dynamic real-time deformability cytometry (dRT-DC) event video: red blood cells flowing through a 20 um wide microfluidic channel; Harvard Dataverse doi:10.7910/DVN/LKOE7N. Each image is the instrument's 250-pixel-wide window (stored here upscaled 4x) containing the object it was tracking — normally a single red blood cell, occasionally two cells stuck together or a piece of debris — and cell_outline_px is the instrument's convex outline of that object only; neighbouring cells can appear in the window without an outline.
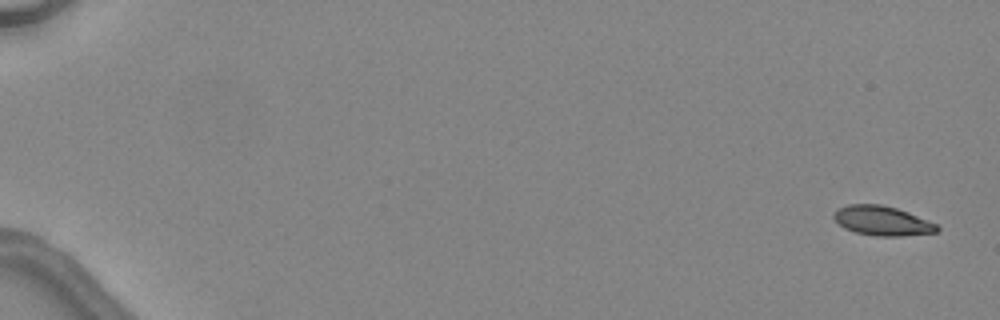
{"species": "common noctule bat (a hibernating species)", "species_latin": "Nyctalus noctula", "temperature_condition": "warm", "stored_images_in_passage": 5, "camera_frame_rate_fps": 3000, "um_per_image_px": 0.085, "animal": {"sex": "female", "body_mass_g": 24.6, "forearm_length_mm": 56.2}, "frame": {"image": 1, "passage_image": 1, "time_ms": 0.0, "image_size_px": [1000, 320], "cell_outline_px": [[940, 228], [936, 232], [900, 236], [876, 236], [856, 232], [844, 228], [832, 216], [840, 208], [848, 204], [880, 204], [896, 208], [908, 212], [936, 224]], "centroid_in_image_um": [74.99, 18.77], "position_along_channel_um": 10.0, "area_um2": 17.46}}
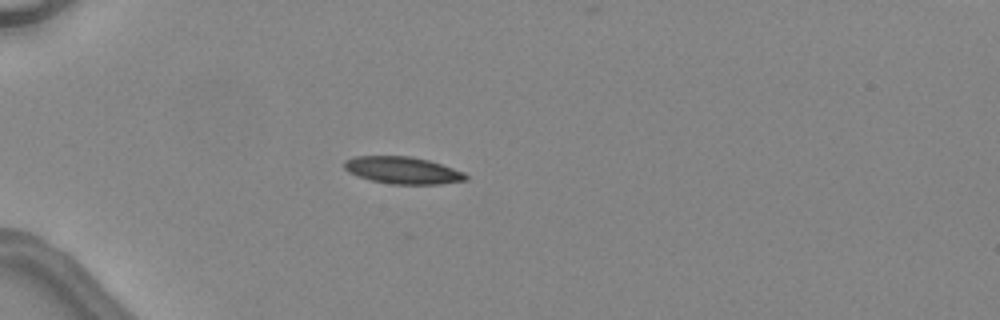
{"frame": {"image": 2, "passage_image": 4, "time_ms": 4.667, "image_size_px": [1000, 320], "cell_outline_px": [[468, 180], [440, 184], [392, 184], [372, 180], [348, 172], [344, 168], [344, 160], [352, 156], [412, 156], [428, 160], [464, 172], [468, 176]], "centroid_in_image_um": [34.22, 14.47], "position_along_channel_um": 50.8, "area_um2": 19.13}}